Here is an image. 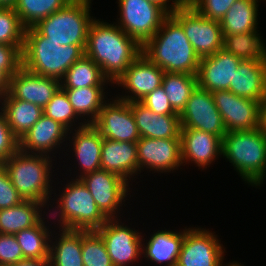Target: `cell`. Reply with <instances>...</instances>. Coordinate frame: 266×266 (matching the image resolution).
Here are the masks:
<instances>
[{
    "label": "cell",
    "instance_id": "obj_1",
    "mask_svg": "<svg viewBox=\"0 0 266 266\" xmlns=\"http://www.w3.org/2000/svg\"><path fill=\"white\" fill-rule=\"evenodd\" d=\"M141 54L142 46L116 23L95 18L90 24L85 55L100 66L112 84Z\"/></svg>",
    "mask_w": 266,
    "mask_h": 266
},
{
    "label": "cell",
    "instance_id": "obj_2",
    "mask_svg": "<svg viewBox=\"0 0 266 266\" xmlns=\"http://www.w3.org/2000/svg\"><path fill=\"white\" fill-rule=\"evenodd\" d=\"M142 54L164 72L173 73L197 75L201 60L182 26L171 15L142 46Z\"/></svg>",
    "mask_w": 266,
    "mask_h": 266
},
{
    "label": "cell",
    "instance_id": "obj_3",
    "mask_svg": "<svg viewBox=\"0 0 266 266\" xmlns=\"http://www.w3.org/2000/svg\"><path fill=\"white\" fill-rule=\"evenodd\" d=\"M55 157L52 159L53 157L26 153L19 149L2 165L6 169L12 185L24 200L38 201L46 207L48 206L49 209V207L53 208L51 205L53 196L51 195L54 194L52 178L55 174L52 175V173L55 171L53 162L57 161Z\"/></svg>",
    "mask_w": 266,
    "mask_h": 266
},
{
    "label": "cell",
    "instance_id": "obj_4",
    "mask_svg": "<svg viewBox=\"0 0 266 266\" xmlns=\"http://www.w3.org/2000/svg\"><path fill=\"white\" fill-rule=\"evenodd\" d=\"M86 46L59 45L34 27L25 29L22 66L31 73L61 80L66 71L85 55Z\"/></svg>",
    "mask_w": 266,
    "mask_h": 266
},
{
    "label": "cell",
    "instance_id": "obj_5",
    "mask_svg": "<svg viewBox=\"0 0 266 266\" xmlns=\"http://www.w3.org/2000/svg\"><path fill=\"white\" fill-rule=\"evenodd\" d=\"M67 183L57 195L54 190L53 204L57 205L53 210L48 209L50 221H58L56 226L68 230H97L103 226L108 218L100 211L88 188L80 179H72ZM56 196V199H55ZM52 211V212H51ZM56 214V215H55ZM57 217V218H56ZM59 225V226H58Z\"/></svg>",
    "mask_w": 266,
    "mask_h": 266
},
{
    "label": "cell",
    "instance_id": "obj_6",
    "mask_svg": "<svg viewBox=\"0 0 266 266\" xmlns=\"http://www.w3.org/2000/svg\"><path fill=\"white\" fill-rule=\"evenodd\" d=\"M222 156L245 183L260 189L266 178V134L262 130L227 132L222 139Z\"/></svg>",
    "mask_w": 266,
    "mask_h": 266
},
{
    "label": "cell",
    "instance_id": "obj_7",
    "mask_svg": "<svg viewBox=\"0 0 266 266\" xmlns=\"http://www.w3.org/2000/svg\"><path fill=\"white\" fill-rule=\"evenodd\" d=\"M91 6L85 2H69L63 9L40 20L33 27L41 35L61 46H86L88 30L95 19L91 16Z\"/></svg>",
    "mask_w": 266,
    "mask_h": 266
},
{
    "label": "cell",
    "instance_id": "obj_8",
    "mask_svg": "<svg viewBox=\"0 0 266 266\" xmlns=\"http://www.w3.org/2000/svg\"><path fill=\"white\" fill-rule=\"evenodd\" d=\"M116 23L128 36L143 46L170 15L162 6L149 0H118Z\"/></svg>",
    "mask_w": 266,
    "mask_h": 266
},
{
    "label": "cell",
    "instance_id": "obj_9",
    "mask_svg": "<svg viewBox=\"0 0 266 266\" xmlns=\"http://www.w3.org/2000/svg\"><path fill=\"white\" fill-rule=\"evenodd\" d=\"M170 15L182 26L200 58L223 49V34L219 21L200 15L186 1Z\"/></svg>",
    "mask_w": 266,
    "mask_h": 266
},
{
    "label": "cell",
    "instance_id": "obj_10",
    "mask_svg": "<svg viewBox=\"0 0 266 266\" xmlns=\"http://www.w3.org/2000/svg\"><path fill=\"white\" fill-rule=\"evenodd\" d=\"M95 231L101 236L113 266H132L139 263L142 241L146 239L141 232L130 228L125 222L122 223L120 218L108 219Z\"/></svg>",
    "mask_w": 266,
    "mask_h": 266
},
{
    "label": "cell",
    "instance_id": "obj_11",
    "mask_svg": "<svg viewBox=\"0 0 266 266\" xmlns=\"http://www.w3.org/2000/svg\"><path fill=\"white\" fill-rule=\"evenodd\" d=\"M100 211L108 218H119L131 186L125 179L106 170H97L80 178ZM121 207V208H120ZM118 213V214H117Z\"/></svg>",
    "mask_w": 266,
    "mask_h": 266
},
{
    "label": "cell",
    "instance_id": "obj_12",
    "mask_svg": "<svg viewBox=\"0 0 266 266\" xmlns=\"http://www.w3.org/2000/svg\"><path fill=\"white\" fill-rule=\"evenodd\" d=\"M215 233L202 227H185L176 266H220L226 252Z\"/></svg>",
    "mask_w": 266,
    "mask_h": 266
},
{
    "label": "cell",
    "instance_id": "obj_13",
    "mask_svg": "<svg viewBox=\"0 0 266 266\" xmlns=\"http://www.w3.org/2000/svg\"><path fill=\"white\" fill-rule=\"evenodd\" d=\"M181 128L212 133L221 139L227 134L223 119L210 91L197 85L179 114Z\"/></svg>",
    "mask_w": 266,
    "mask_h": 266
},
{
    "label": "cell",
    "instance_id": "obj_14",
    "mask_svg": "<svg viewBox=\"0 0 266 266\" xmlns=\"http://www.w3.org/2000/svg\"><path fill=\"white\" fill-rule=\"evenodd\" d=\"M164 74V70L141 54L113 84L123 87L128 94H118L116 98L125 102L141 101L147 94L162 86Z\"/></svg>",
    "mask_w": 266,
    "mask_h": 266
},
{
    "label": "cell",
    "instance_id": "obj_15",
    "mask_svg": "<svg viewBox=\"0 0 266 266\" xmlns=\"http://www.w3.org/2000/svg\"><path fill=\"white\" fill-rule=\"evenodd\" d=\"M136 143L139 174L145 169L154 173H173L174 170L182 169L180 138L140 137Z\"/></svg>",
    "mask_w": 266,
    "mask_h": 266
},
{
    "label": "cell",
    "instance_id": "obj_16",
    "mask_svg": "<svg viewBox=\"0 0 266 266\" xmlns=\"http://www.w3.org/2000/svg\"><path fill=\"white\" fill-rule=\"evenodd\" d=\"M114 97L103 105L93 125L104 139L136 143L140 139V134L130 103Z\"/></svg>",
    "mask_w": 266,
    "mask_h": 266
},
{
    "label": "cell",
    "instance_id": "obj_17",
    "mask_svg": "<svg viewBox=\"0 0 266 266\" xmlns=\"http://www.w3.org/2000/svg\"><path fill=\"white\" fill-rule=\"evenodd\" d=\"M212 95L227 132L258 127V101L237 96L229 90L215 91Z\"/></svg>",
    "mask_w": 266,
    "mask_h": 266
},
{
    "label": "cell",
    "instance_id": "obj_18",
    "mask_svg": "<svg viewBox=\"0 0 266 266\" xmlns=\"http://www.w3.org/2000/svg\"><path fill=\"white\" fill-rule=\"evenodd\" d=\"M67 140L71 144L68 149L66 148V151L70 150L72 156L74 153V159L76 160L74 164L77 163L79 168L77 169L78 174L76 177L73 175L72 179H80L86 174L101 169L103 137L93 124H85L82 127L70 130Z\"/></svg>",
    "mask_w": 266,
    "mask_h": 266
},
{
    "label": "cell",
    "instance_id": "obj_19",
    "mask_svg": "<svg viewBox=\"0 0 266 266\" xmlns=\"http://www.w3.org/2000/svg\"><path fill=\"white\" fill-rule=\"evenodd\" d=\"M68 134L69 130L61 123L43 114L27 133L21 137L20 150L26 153L52 157L58 153L59 149H62V145L68 147V142H65L68 141Z\"/></svg>",
    "mask_w": 266,
    "mask_h": 266
},
{
    "label": "cell",
    "instance_id": "obj_20",
    "mask_svg": "<svg viewBox=\"0 0 266 266\" xmlns=\"http://www.w3.org/2000/svg\"><path fill=\"white\" fill-rule=\"evenodd\" d=\"M60 87L59 79L31 73L21 66L9 78L8 93L44 108Z\"/></svg>",
    "mask_w": 266,
    "mask_h": 266
},
{
    "label": "cell",
    "instance_id": "obj_21",
    "mask_svg": "<svg viewBox=\"0 0 266 266\" xmlns=\"http://www.w3.org/2000/svg\"><path fill=\"white\" fill-rule=\"evenodd\" d=\"M180 139L182 166L194 163L204 170L222 157V139L212 133L181 128Z\"/></svg>",
    "mask_w": 266,
    "mask_h": 266
},
{
    "label": "cell",
    "instance_id": "obj_22",
    "mask_svg": "<svg viewBox=\"0 0 266 266\" xmlns=\"http://www.w3.org/2000/svg\"><path fill=\"white\" fill-rule=\"evenodd\" d=\"M242 60L221 49L213 55L202 57L199 62L197 83L208 91L229 90L230 83Z\"/></svg>",
    "mask_w": 266,
    "mask_h": 266
},
{
    "label": "cell",
    "instance_id": "obj_23",
    "mask_svg": "<svg viewBox=\"0 0 266 266\" xmlns=\"http://www.w3.org/2000/svg\"><path fill=\"white\" fill-rule=\"evenodd\" d=\"M101 169L119 175L128 183L139 174L137 143L103 138Z\"/></svg>",
    "mask_w": 266,
    "mask_h": 266
},
{
    "label": "cell",
    "instance_id": "obj_24",
    "mask_svg": "<svg viewBox=\"0 0 266 266\" xmlns=\"http://www.w3.org/2000/svg\"><path fill=\"white\" fill-rule=\"evenodd\" d=\"M129 103L140 137L154 139L180 138L179 115L156 114L140 101Z\"/></svg>",
    "mask_w": 266,
    "mask_h": 266
},
{
    "label": "cell",
    "instance_id": "obj_25",
    "mask_svg": "<svg viewBox=\"0 0 266 266\" xmlns=\"http://www.w3.org/2000/svg\"><path fill=\"white\" fill-rule=\"evenodd\" d=\"M229 91L237 96L256 100L266 99V61L244 60L235 71Z\"/></svg>",
    "mask_w": 266,
    "mask_h": 266
},
{
    "label": "cell",
    "instance_id": "obj_26",
    "mask_svg": "<svg viewBox=\"0 0 266 266\" xmlns=\"http://www.w3.org/2000/svg\"><path fill=\"white\" fill-rule=\"evenodd\" d=\"M185 229L178 231L158 230L142 241V258L164 266H176L184 239ZM146 244V245H145ZM166 264V265H165Z\"/></svg>",
    "mask_w": 266,
    "mask_h": 266
},
{
    "label": "cell",
    "instance_id": "obj_27",
    "mask_svg": "<svg viewBox=\"0 0 266 266\" xmlns=\"http://www.w3.org/2000/svg\"><path fill=\"white\" fill-rule=\"evenodd\" d=\"M44 209L48 210L44 204L34 200H23L18 205L1 209L0 233L15 235L37 225L48 214Z\"/></svg>",
    "mask_w": 266,
    "mask_h": 266
},
{
    "label": "cell",
    "instance_id": "obj_28",
    "mask_svg": "<svg viewBox=\"0 0 266 266\" xmlns=\"http://www.w3.org/2000/svg\"><path fill=\"white\" fill-rule=\"evenodd\" d=\"M52 229L49 250V259L52 266H84L82 259V230L59 228L57 232L53 227Z\"/></svg>",
    "mask_w": 266,
    "mask_h": 266
},
{
    "label": "cell",
    "instance_id": "obj_29",
    "mask_svg": "<svg viewBox=\"0 0 266 266\" xmlns=\"http://www.w3.org/2000/svg\"><path fill=\"white\" fill-rule=\"evenodd\" d=\"M0 105L10 129L19 139L44 114L43 108L40 106L13 98L9 93L0 99Z\"/></svg>",
    "mask_w": 266,
    "mask_h": 266
},
{
    "label": "cell",
    "instance_id": "obj_30",
    "mask_svg": "<svg viewBox=\"0 0 266 266\" xmlns=\"http://www.w3.org/2000/svg\"><path fill=\"white\" fill-rule=\"evenodd\" d=\"M106 87L108 88V86H90L63 90L77 116L85 124H93L97 120L101 108L108 101L107 95L109 96V94L105 91Z\"/></svg>",
    "mask_w": 266,
    "mask_h": 266
},
{
    "label": "cell",
    "instance_id": "obj_31",
    "mask_svg": "<svg viewBox=\"0 0 266 266\" xmlns=\"http://www.w3.org/2000/svg\"><path fill=\"white\" fill-rule=\"evenodd\" d=\"M259 0H237L219 21L222 34H242L258 30Z\"/></svg>",
    "mask_w": 266,
    "mask_h": 266
},
{
    "label": "cell",
    "instance_id": "obj_32",
    "mask_svg": "<svg viewBox=\"0 0 266 266\" xmlns=\"http://www.w3.org/2000/svg\"><path fill=\"white\" fill-rule=\"evenodd\" d=\"M48 218H50L49 214L47 218L45 216L37 225L21 230L15 234L25 259L42 260L49 258L50 238L52 234L50 228L55 222L49 224Z\"/></svg>",
    "mask_w": 266,
    "mask_h": 266
},
{
    "label": "cell",
    "instance_id": "obj_33",
    "mask_svg": "<svg viewBox=\"0 0 266 266\" xmlns=\"http://www.w3.org/2000/svg\"><path fill=\"white\" fill-rule=\"evenodd\" d=\"M106 84L112 86V83L103 75L100 66L86 55L77 60L60 80L62 89L107 86Z\"/></svg>",
    "mask_w": 266,
    "mask_h": 266
},
{
    "label": "cell",
    "instance_id": "obj_34",
    "mask_svg": "<svg viewBox=\"0 0 266 266\" xmlns=\"http://www.w3.org/2000/svg\"><path fill=\"white\" fill-rule=\"evenodd\" d=\"M259 30L242 34H223V49L244 60L266 61V43Z\"/></svg>",
    "mask_w": 266,
    "mask_h": 266
},
{
    "label": "cell",
    "instance_id": "obj_35",
    "mask_svg": "<svg viewBox=\"0 0 266 266\" xmlns=\"http://www.w3.org/2000/svg\"><path fill=\"white\" fill-rule=\"evenodd\" d=\"M197 75L165 72L162 87L173 110L180 114L193 90L197 87Z\"/></svg>",
    "mask_w": 266,
    "mask_h": 266
},
{
    "label": "cell",
    "instance_id": "obj_36",
    "mask_svg": "<svg viewBox=\"0 0 266 266\" xmlns=\"http://www.w3.org/2000/svg\"><path fill=\"white\" fill-rule=\"evenodd\" d=\"M69 2V0H17L14 10L23 26L29 28L63 9Z\"/></svg>",
    "mask_w": 266,
    "mask_h": 266
},
{
    "label": "cell",
    "instance_id": "obj_37",
    "mask_svg": "<svg viewBox=\"0 0 266 266\" xmlns=\"http://www.w3.org/2000/svg\"><path fill=\"white\" fill-rule=\"evenodd\" d=\"M43 113L54 121L61 123L69 131L75 129V127L79 128L85 125L73 110L66 92L61 87L43 108ZM75 122H78L79 126Z\"/></svg>",
    "mask_w": 266,
    "mask_h": 266
},
{
    "label": "cell",
    "instance_id": "obj_38",
    "mask_svg": "<svg viewBox=\"0 0 266 266\" xmlns=\"http://www.w3.org/2000/svg\"><path fill=\"white\" fill-rule=\"evenodd\" d=\"M84 266H113L101 236L95 231L82 230Z\"/></svg>",
    "mask_w": 266,
    "mask_h": 266
},
{
    "label": "cell",
    "instance_id": "obj_39",
    "mask_svg": "<svg viewBox=\"0 0 266 266\" xmlns=\"http://www.w3.org/2000/svg\"><path fill=\"white\" fill-rule=\"evenodd\" d=\"M25 29L14 8L0 7V44L24 46Z\"/></svg>",
    "mask_w": 266,
    "mask_h": 266
},
{
    "label": "cell",
    "instance_id": "obj_40",
    "mask_svg": "<svg viewBox=\"0 0 266 266\" xmlns=\"http://www.w3.org/2000/svg\"><path fill=\"white\" fill-rule=\"evenodd\" d=\"M237 0H186L200 15L220 21Z\"/></svg>",
    "mask_w": 266,
    "mask_h": 266
},
{
    "label": "cell",
    "instance_id": "obj_41",
    "mask_svg": "<svg viewBox=\"0 0 266 266\" xmlns=\"http://www.w3.org/2000/svg\"><path fill=\"white\" fill-rule=\"evenodd\" d=\"M20 149V139L10 129L0 108V164Z\"/></svg>",
    "mask_w": 266,
    "mask_h": 266
},
{
    "label": "cell",
    "instance_id": "obj_42",
    "mask_svg": "<svg viewBox=\"0 0 266 266\" xmlns=\"http://www.w3.org/2000/svg\"><path fill=\"white\" fill-rule=\"evenodd\" d=\"M15 235L0 233V266H9L24 260Z\"/></svg>",
    "mask_w": 266,
    "mask_h": 266
},
{
    "label": "cell",
    "instance_id": "obj_43",
    "mask_svg": "<svg viewBox=\"0 0 266 266\" xmlns=\"http://www.w3.org/2000/svg\"><path fill=\"white\" fill-rule=\"evenodd\" d=\"M23 46L0 44V71L9 78L22 66Z\"/></svg>",
    "mask_w": 266,
    "mask_h": 266
},
{
    "label": "cell",
    "instance_id": "obj_44",
    "mask_svg": "<svg viewBox=\"0 0 266 266\" xmlns=\"http://www.w3.org/2000/svg\"><path fill=\"white\" fill-rule=\"evenodd\" d=\"M24 199L12 185L11 179L2 164H0V210L18 205Z\"/></svg>",
    "mask_w": 266,
    "mask_h": 266
},
{
    "label": "cell",
    "instance_id": "obj_45",
    "mask_svg": "<svg viewBox=\"0 0 266 266\" xmlns=\"http://www.w3.org/2000/svg\"><path fill=\"white\" fill-rule=\"evenodd\" d=\"M140 102L156 114L179 115L173 110L162 86L147 94Z\"/></svg>",
    "mask_w": 266,
    "mask_h": 266
},
{
    "label": "cell",
    "instance_id": "obj_46",
    "mask_svg": "<svg viewBox=\"0 0 266 266\" xmlns=\"http://www.w3.org/2000/svg\"><path fill=\"white\" fill-rule=\"evenodd\" d=\"M162 6L169 14L179 8L186 0H149ZM172 1V2H171Z\"/></svg>",
    "mask_w": 266,
    "mask_h": 266
},
{
    "label": "cell",
    "instance_id": "obj_47",
    "mask_svg": "<svg viewBox=\"0 0 266 266\" xmlns=\"http://www.w3.org/2000/svg\"><path fill=\"white\" fill-rule=\"evenodd\" d=\"M9 266H52L50 259H42V260H36V259H24L20 262L9 265Z\"/></svg>",
    "mask_w": 266,
    "mask_h": 266
},
{
    "label": "cell",
    "instance_id": "obj_48",
    "mask_svg": "<svg viewBox=\"0 0 266 266\" xmlns=\"http://www.w3.org/2000/svg\"><path fill=\"white\" fill-rule=\"evenodd\" d=\"M258 129L266 134V99L262 101L258 108Z\"/></svg>",
    "mask_w": 266,
    "mask_h": 266
},
{
    "label": "cell",
    "instance_id": "obj_49",
    "mask_svg": "<svg viewBox=\"0 0 266 266\" xmlns=\"http://www.w3.org/2000/svg\"><path fill=\"white\" fill-rule=\"evenodd\" d=\"M9 91V77L0 71V99H2Z\"/></svg>",
    "mask_w": 266,
    "mask_h": 266
},
{
    "label": "cell",
    "instance_id": "obj_50",
    "mask_svg": "<svg viewBox=\"0 0 266 266\" xmlns=\"http://www.w3.org/2000/svg\"><path fill=\"white\" fill-rule=\"evenodd\" d=\"M17 0H0V7L14 8Z\"/></svg>",
    "mask_w": 266,
    "mask_h": 266
},
{
    "label": "cell",
    "instance_id": "obj_51",
    "mask_svg": "<svg viewBox=\"0 0 266 266\" xmlns=\"http://www.w3.org/2000/svg\"><path fill=\"white\" fill-rule=\"evenodd\" d=\"M225 259V257L222 259L220 266H244V264H241L240 262L238 263L237 261H233V262H228V264H223L225 262H223V260Z\"/></svg>",
    "mask_w": 266,
    "mask_h": 266
},
{
    "label": "cell",
    "instance_id": "obj_52",
    "mask_svg": "<svg viewBox=\"0 0 266 266\" xmlns=\"http://www.w3.org/2000/svg\"><path fill=\"white\" fill-rule=\"evenodd\" d=\"M70 2H85V3H89V4H91L92 2V0H69Z\"/></svg>",
    "mask_w": 266,
    "mask_h": 266
}]
</instances>
